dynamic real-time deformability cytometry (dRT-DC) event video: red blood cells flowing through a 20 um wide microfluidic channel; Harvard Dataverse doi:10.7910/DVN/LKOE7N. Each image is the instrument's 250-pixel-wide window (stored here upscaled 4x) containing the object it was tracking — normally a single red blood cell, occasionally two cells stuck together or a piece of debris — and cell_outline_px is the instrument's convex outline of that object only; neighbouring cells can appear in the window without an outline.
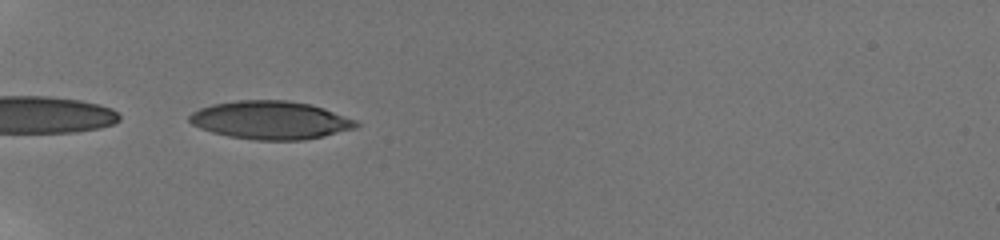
{"species": "human", "species_latin": "Homo sapiens", "temperature_condition": "room temperature", "stored_images_in_passage": 36, "camera_frame_rate_fps": 3000, "um_per_image_px": 0.085, "donor": {"sex": "male"}, "frame": {"image": 1, "passage_image": 1, "time_ms": 0.0, "image_size_px": [1000, 240], "cell_outline_px": [[360, 124], [356, 128], [324, 136], [304, 140], [256, 140], [228, 136], [212, 132], [200, 128], [192, 124], [188, 120], [188, 116], [192, 112], [200, 108], [212, 104], [236, 100], [288, 100], [312, 104], [324, 108], [356, 120]], "centroid_in_image_um": [23.0, 10.21], "position_along_channel_um": 62.0, "area_um2": 37.28}}
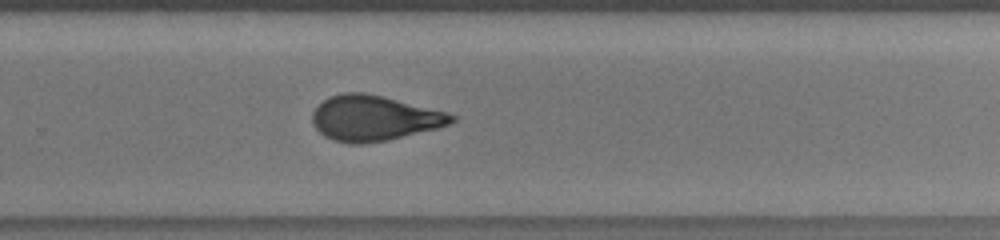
{"frame": {"image": 2, "passage_image": 21, "time_ms": 6.667, "image_size_px": [1000, 240], "cell_outline_px": [[456, 120], [448, 124], [436, 128], [388, 140], [364, 144], [348, 144], [332, 140], [324, 136], [312, 124], [312, 112], [324, 100], [332, 96], [344, 92], [364, 92], [384, 96], [448, 112], [456, 116]], "centroid_in_image_um": [31.78, 10.04], "position_along_channel_um": 298.0, "area_um2": 36.82}}
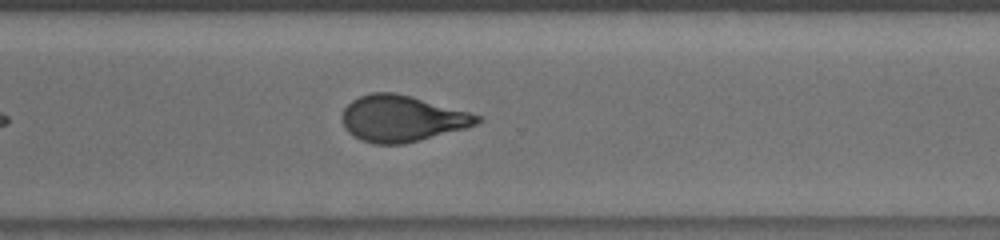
{"frame": {"image": 3, "passage_image": 24, "time_ms": 7.667, "image_size_px": [1000, 240], "cell_outline_px": [[484, 120], [476, 124], [464, 128], [420, 140], [404, 144], [372, 144], [360, 140], [352, 136], [344, 128], [344, 108], [352, 100], [360, 96], [372, 92], [392, 92], [412, 96], [484, 116]], "centroid_in_image_um": [34.18, 10.08], "position_along_channel_um": 336.4, "area_um2": 36.36}, "authors_computed_cell_mechanics": {"area_um2": 36.8186, "velocity_mm_per_s": 3.84, "shape_relaxation_time_tau1_ms": 10.9062, "shape_relaxation_time_tau2_ms": 1.4488, "deformation_change_tau1": 0.284, "deformation_change_tau2": 0.0867}}